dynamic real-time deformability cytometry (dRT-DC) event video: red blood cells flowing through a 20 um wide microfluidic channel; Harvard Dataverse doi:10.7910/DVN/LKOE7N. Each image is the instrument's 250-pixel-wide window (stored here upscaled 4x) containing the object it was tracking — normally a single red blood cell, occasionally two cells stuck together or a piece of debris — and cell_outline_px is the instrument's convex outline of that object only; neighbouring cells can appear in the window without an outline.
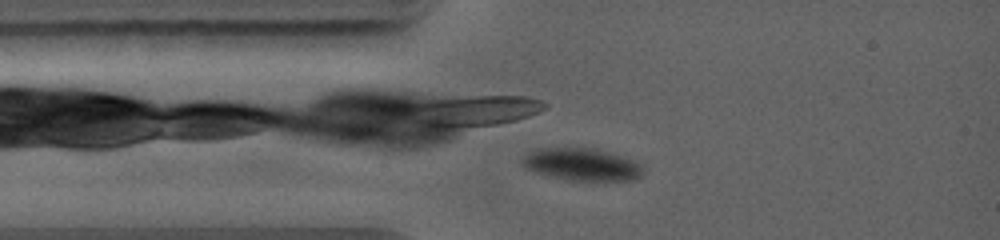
{"species": "common noctule bat (a hibernating species)", "species_latin": "Nyctalus noctula", "temperature_condition": "warm", "stored_images_in_passage": 5, "camera_frame_rate_fps": 5000, "um_per_image_px": 0.085, "animal": {"sex": "female", "body_mass_g": 19.0, "forearm_length_mm": 56.7}, "frame": {"image": 1, "passage_image": 2, "time_ms": 1.0, "image_size_px": [1000, 240], "cell_outline_px": [[644, 172], [640, 176], [632, 180], [568, 180], [536, 172], [528, 168], [520, 160], [528, 152], [540, 148], [596, 148], [632, 160], [640, 164]], "centroid_in_image_um": [49.46, 13.97], "position_along_channel_um": 35.5, "area_um2": 22.37}}
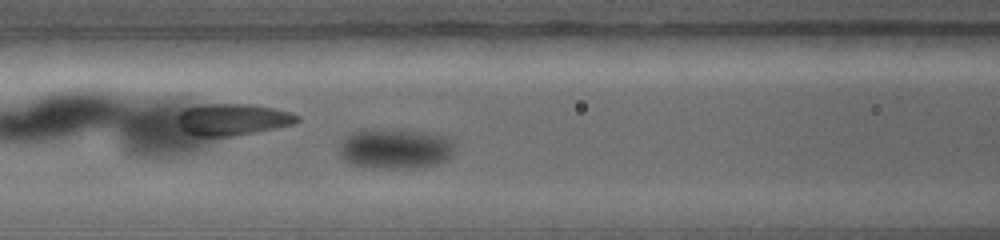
{"frame": {"image": 2, "passage_image": 5, "time_ms": 3.4, "image_size_px": [1000, 240], "cell_outline_px": [[452, 152], [444, 160], [432, 164], [416, 168], [364, 168], [348, 164], [340, 156], [340, 144], [344, 136], [348, 132], [368, 128], [400, 128], [424, 132], [444, 136], [452, 140]], "centroid_in_image_um": [33.47, 12.61], "position_along_channel_um": 133.1, "area_um2": 27.63}}